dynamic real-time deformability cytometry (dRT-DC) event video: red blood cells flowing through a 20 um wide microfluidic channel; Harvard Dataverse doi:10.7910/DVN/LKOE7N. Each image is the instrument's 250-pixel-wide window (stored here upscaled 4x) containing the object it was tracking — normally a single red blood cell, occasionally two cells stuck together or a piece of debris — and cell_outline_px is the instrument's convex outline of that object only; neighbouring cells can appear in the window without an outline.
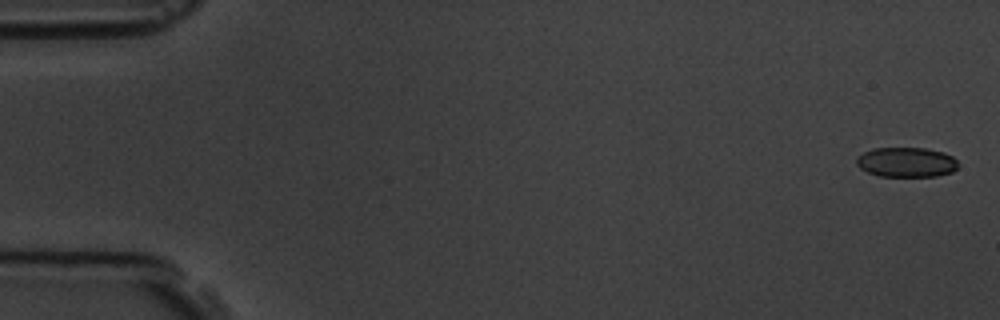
{"species": "common noctule bat (a hibernating species)", "species_latin": "Nyctalus noctula", "temperature_condition": "room temperature", "stored_images_in_passage": 3, "camera_frame_rate_fps": 3000, "um_per_image_px": 0.085, "animal": {"sex": "male", "body_mass_g": 19.5, "forearm_length_mm": 54.6}, "frame": {"image": 1, "passage_image": 1, "time_ms": 0.0, "image_size_px": [1000, 320], "cell_outline_px": [[960, 164], [952, 172], [936, 176], [880, 176], [868, 172], [860, 168], [856, 164], [856, 160], [864, 152], [872, 148], [924, 148], [944, 152], [952, 156]], "centroid_in_image_um": [77.06, 13.78], "position_along_channel_um": 7.9, "area_um2": 17.63}}